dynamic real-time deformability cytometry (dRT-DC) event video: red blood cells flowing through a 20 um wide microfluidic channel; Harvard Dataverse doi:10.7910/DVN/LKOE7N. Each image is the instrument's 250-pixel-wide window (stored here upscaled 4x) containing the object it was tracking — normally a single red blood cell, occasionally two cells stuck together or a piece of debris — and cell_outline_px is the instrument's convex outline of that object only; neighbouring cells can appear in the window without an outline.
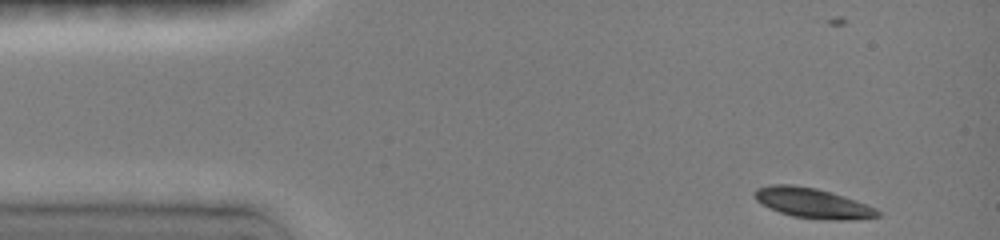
{"species": "common noctule bat (a hibernating species)", "species_latin": "Nyctalus noctula", "temperature_condition": "room temperature", "stored_images_in_passage": 64, "camera_frame_rate_fps": 3000, "um_per_image_px": 0.085, "animal": {"sex": "female", "body_mass_g": 19.0, "forearm_length_mm": 51.5}, "frame": {"image": 1, "passage_image": 1, "time_ms": 0.0, "image_size_px": [1000, 240], "cell_outline_px": [[880, 216], [848, 220], [824, 220], [792, 216], [780, 212], [760, 204], [752, 196], [756, 188], [768, 184], [792, 184], [816, 188], [832, 192], [856, 200], [876, 208], [880, 212]], "centroid_in_image_um": [69.03, 17.25], "position_along_channel_um": 16.0, "area_um2": 21.79}}
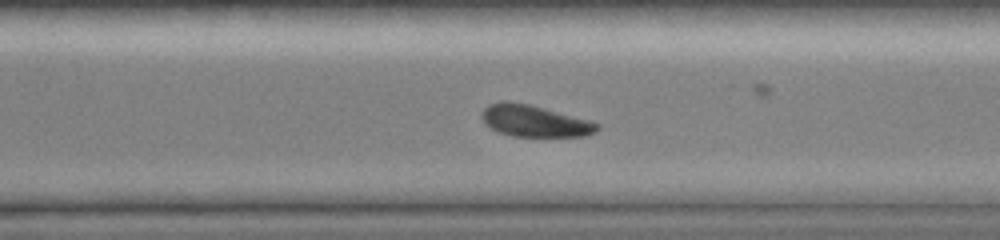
{"frame": {"image": 2, "passage_image": 44, "time_ms": 10.0, "image_size_px": [1000, 240], "cell_outline_px": [[600, 128], [596, 132], [584, 136], [512, 136], [500, 132], [492, 128], [480, 116], [480, 112], [488, 104], [528, 104], [592, 120], [600, 124]], "centroid_in_image_um": [45.53, 10.31], "position_along_channel_um": 325.1, "area_um2": 20.69}}
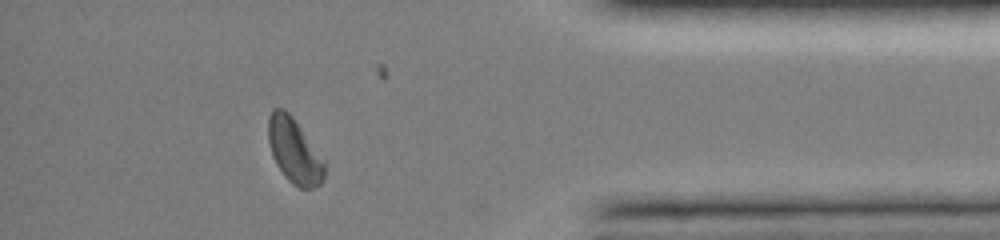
{"frame": {"image": 3, "passage_image": 56, "time_ms": 12.667, "image_size_px": [1000, 240], "cell_outline_px": [[324, 176], [320, 184], [312, 188], [300, 188], [292, 184], [284, 176], [276, 164], [272, 156], [268, 140], [268, 116], [272, 108], [284, 108], [292, 116], [324, 160]], "centroid_in_image_um": [24.98, 12.81], "position_along_channel_um": 410.2, "area_um2": 21.15}, "authors_computed_cell_mechanics": {"area_um2": 21.964, "velocity_mm_per_s": 3.959, "shape_relaxation_time_tau1_ms": 1.7384, "shape_relaxation_time_tau2_ms": null, "deformation_change_tau1": 0.0904, "deformation_change_tau2": null}}